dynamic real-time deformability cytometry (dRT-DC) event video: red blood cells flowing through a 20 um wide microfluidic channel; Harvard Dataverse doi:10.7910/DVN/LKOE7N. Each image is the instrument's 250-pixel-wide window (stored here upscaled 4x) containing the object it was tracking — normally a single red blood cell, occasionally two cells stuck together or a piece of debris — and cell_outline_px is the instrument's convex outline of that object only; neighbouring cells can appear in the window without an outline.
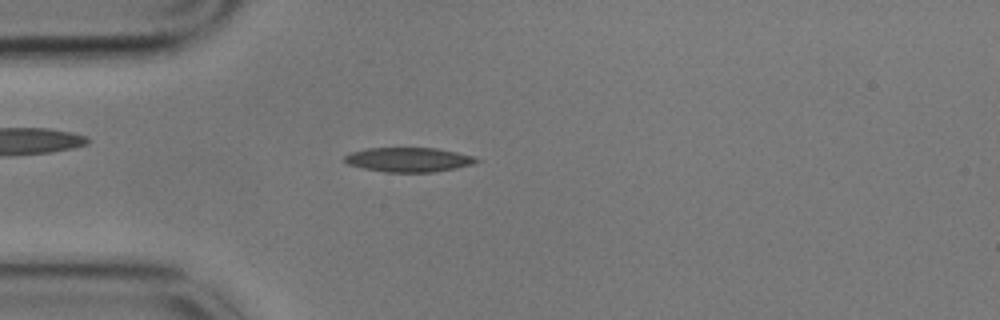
{"species": "common noctule bat (a hibernating species)", "species_latin": "Nyctalus noctula", "temperature_condition": "cold", "stored_images_in_passage": 55, "camera_frame_rate_fps": 3000, "um_per_image_px": 0.085, "animal": {"sex": "male", "body_mass_g": 17.9}, "frame": {"image": 1, "passage_image": 14, "time_ms": 4.333, "image_size_px": [1000, 320], "cell_outline_px": [[480, 160], [472, 164], [456, 168], [432, 172], [384, 172], [364, 168], [348, 164], [344, 160], [344, 156], [352, 152], [368, 148], [436, 148], [456, 152], [472, 156]], "centroid_in_image_um": [34.72, 13.57], "position_along_channel_um": 50.3, "area_um2": 18.55}}
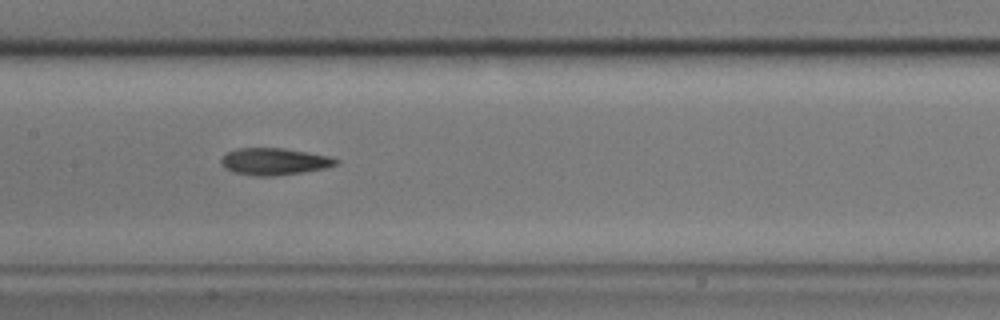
{"frame": {"image": 2, "passage_image": 26, "time_ms": 8.333, "image_size_px": [1000, 320], "cell_outline_px": [[340, 160], [336, 164], [324, 168], [304, 172], [276, 176], [256, 176], [232, 172], [224, 168], [220, 164], [220, 160], [228, 152], [236, 148], [284, 148], [328, 156]], "centroid_in_image_um": [23.27, 13.73], "position_along_channel_um": 184.1, "area_um2": 18.03}}
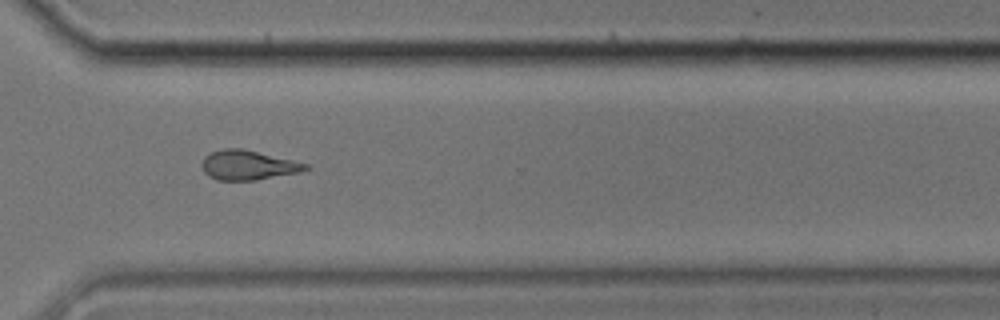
{"frame": {"image": 3, "passage_image": 40, "time_ms": 13.0, "image_size_px": [1000, 320], "cell_outline_px": [[312, 168], [300, 172], [256, 180], [216, 180], [208, 176], [204, 172], [200, 164], [204, 156], [212, 152], [224, 148], [244, 148], [308, 164]], "centroid_in_image_um": [21.07, 14.03], "position_along_channel_um": 349.5, "area_um2": 18.03}, "authors_computed_cell_mechanics": {"area_um2": 18.0336, "velocity_mm_per_s": 3.5544, "shape_relaxation_time_tau1_ms": null, "shape_relaxation_time_tau2_ms": 5.3168, "deformation_change_tau1": null, "deformation_change_tau2": 0.1525}}